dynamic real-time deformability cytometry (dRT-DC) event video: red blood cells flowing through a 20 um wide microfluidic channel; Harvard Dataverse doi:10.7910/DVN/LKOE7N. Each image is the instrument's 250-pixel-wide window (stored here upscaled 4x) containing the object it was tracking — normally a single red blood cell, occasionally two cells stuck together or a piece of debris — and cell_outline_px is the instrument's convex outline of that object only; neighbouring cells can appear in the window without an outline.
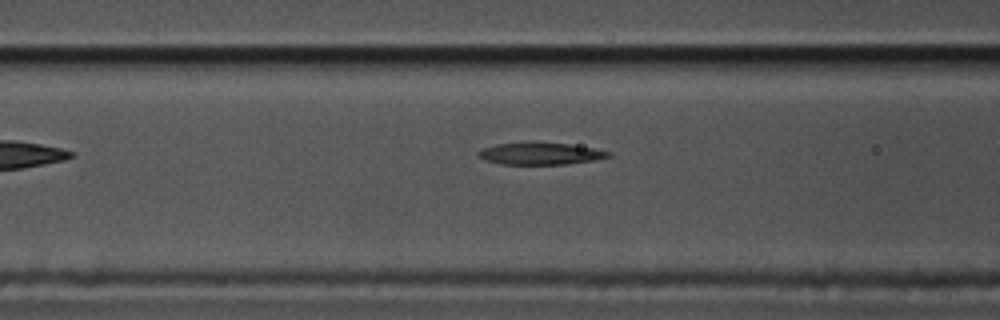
{"species": "common noctule bat (a hibernating species)", "species_latin": "Nyctalus noctula", "temperature_condition": "cold", "stored_images_in_passage": 39, "camera_frame_rate_fps": 3000, "um_per_image_px": 0.085, "animal": {"sex": "male", "body_mass_g": 17.5, "forearm_length_mm": 52.3}, "frame": {"image": 1, "passage_image": 5, "time_ms": 1.333, "image_size_px": [1000, 320], "cell_outline_px": [[612, 156], [592, 160], [564, 164], [500, 164], [484, 160], [476, 156], [476, 152], [484, 148], [496, 144], [528, 140], [536, 140], [568, 144], [592, 148], [612, 152]], "centroid_in_image_um": [45.85, 13.02], "position_along_channel_um": 120.7, "area_um2": 17.22}}
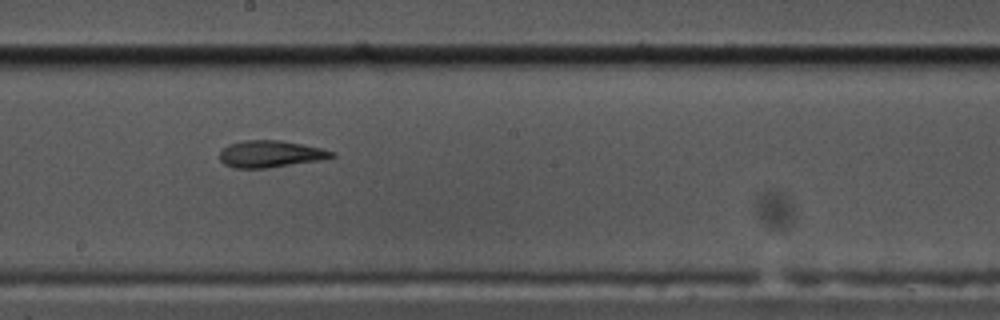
{"frame": {"image": 2, "passage_image": 14, "time_ms": 4.333, "image_size_px": [1000, 320], "cell_outline_px": [[336, 156], [320, 160], [264, 168], [232, 168], [224, 164], [220, 160], [220, 148], [228, 144], [244, 140], [280, 140], [320, 148], [336, 152]], "centroid_in_image_um": [22.94, 13.08], "position_along_channel_um": 225.3, "area_um2": 17.51}}
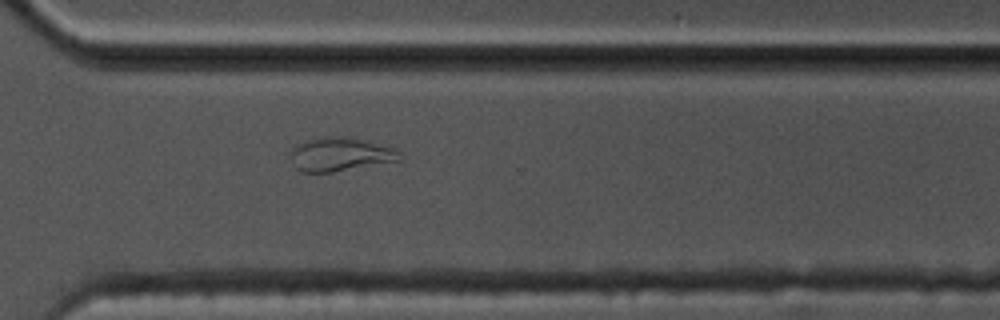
{"frame": {"image": 3, "passage_image": 24, "time_ms": 7.667, "image_size_px": [1000, 320], "cell_outline_px": [[404, 160], [332, 172], [300, 172], [296, 168], [292, 160], [292, 148], [296, 144], [308, 140], [324, 136], [340, 136], [360, 140], [392, 148], [404, 156]], "centroid_in_image_um": [28.92, 13.14], "position_along_channel_um": 341.7, "area_um2": 21.15}}